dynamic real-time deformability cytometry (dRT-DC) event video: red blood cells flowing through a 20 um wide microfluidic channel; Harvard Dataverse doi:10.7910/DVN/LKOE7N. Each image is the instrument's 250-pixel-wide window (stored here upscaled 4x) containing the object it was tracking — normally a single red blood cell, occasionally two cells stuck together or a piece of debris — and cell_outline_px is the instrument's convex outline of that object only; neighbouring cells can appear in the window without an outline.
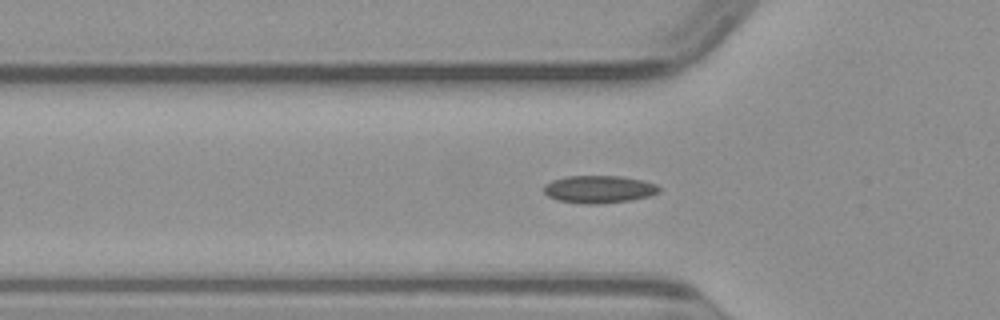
{"species": "common noctule bat (a hibernating species)", "species_latin": "Nyctalus noctula", "temperature_condition": "warm", "stored_images_in_passage": 45, "camera_frame_rate_fps": 3000, "um_per_image_px": 0.085, "animal": {"sex": "male", "body_mass_g": 23.1, "forearm_length_mm": 52.7}, "frame": {"image": 1, "passage_image": 15, "time_ms": 4.667, "image_size_px": [1000, 320], "cell_outline_px": [[660, 192], [648, 196], [628, 200], [596, 204], [588, 204], [560, 200], [548, 196], [544, 192], [544, 184], [552, 180], [568, 176], [624, 176], [644, 180], [656, 184], [660, 188]], "centroid_in_image_um": [50.93, 16.07], "position_along_channel_um": 74.9, "area_um2": 18.38}}
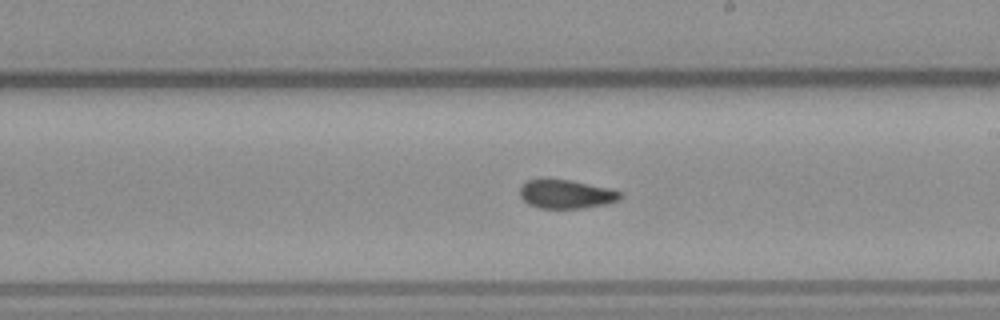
{"frame": {"image": 2, "passage_image": 27, "time_ms": 8.667, "image_size_px": [1000, 320], "cell_outline_px": [[624, 196], [620, 200], [604, 204], [580, 208], [540, 208], [528, 204], [520, 196], [520, 184], [528, 180], [544, 176], [572, 180], [612, 188], [624, 192]], "centroid_in_image_um": [48.12, 16.45], "position_along_channel_um": 240.9, "area_um2": 17.57}}
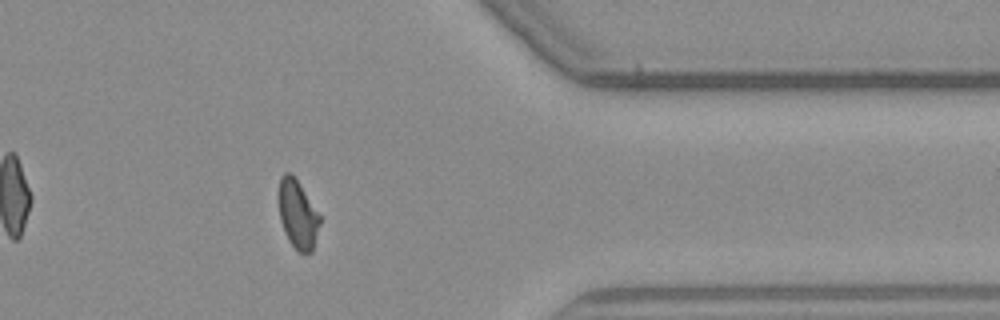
{"frame": {"image": 3, "passage_image": 39, "time_ms": 12.667, "image_size_px": [1000, 320], "cell_outline_px": [[320, 224], [312, 252], [300, 252], [288, 240], [280, 220], [280, 176], [284, 172], [292, 172], [300, 184], [320, 216]], "centroid_in_image_um": [25.32, 18.2], "position_along_channel_um": 386.1, "area_um2": 16.07}}